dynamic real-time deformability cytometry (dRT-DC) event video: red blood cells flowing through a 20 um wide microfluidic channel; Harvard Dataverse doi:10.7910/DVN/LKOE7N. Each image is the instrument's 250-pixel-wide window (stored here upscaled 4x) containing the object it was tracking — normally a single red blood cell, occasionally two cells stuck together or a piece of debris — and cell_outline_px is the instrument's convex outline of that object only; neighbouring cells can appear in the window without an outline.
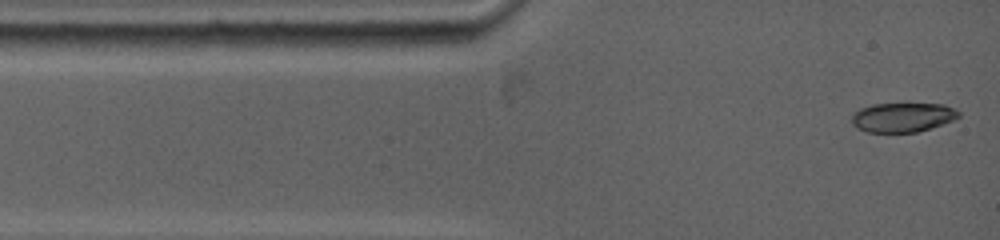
{"species": "common noctule bat (a hibernating species)", "species_latin": "Nyctalus noctula", "temperature_condition": "warm", "stored_images_in_passage": 6, "camera_frame_rate_fps": 5000, "um_per_image_px": 0.085, "animal": {"sex": "female", "body_mass_g": 19.0, "forearm_length_mm": 53.3}, "frame": {"image": 1, "passage_image": 1, "time_ms": 0.0, "image_size_px": [1000, 240], "cell_outline_px": [[960, 116], [952, 120], [916, 132], [868, 132], [856, 128], [852, 124], [852, 116], [860, 108], [872, 104], [944, 104], [960, 112]], "centroid_in_image_um": [76.69, 9.97], "position_along_channel_um": 8.3, "area_um2": 18.03}}
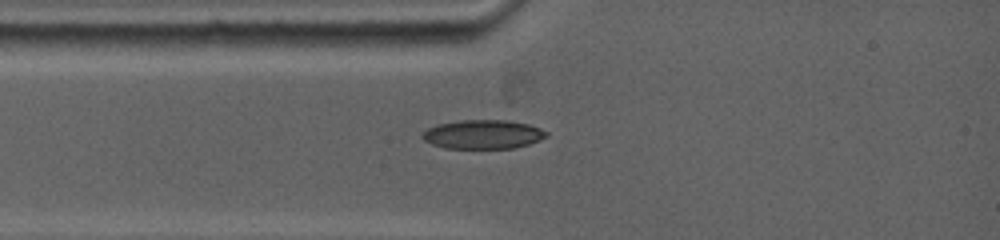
{"frame": {"image": 2, "passage_image": 4, "time_ms": 2.0, "image_size_px": [1000, 240], "cell_outline_px": [[548, 136], [540, 140], [516, 148], [444, 148], [432, 144], [424, 140], [420, 136], [428, 128], [436, 124], [460, 120], [508, 120], [528, 124], [540, 128], [548, 132]], "centroid_in_image_um": [41.06, 11.42], "position_along_channel_um": 43.9, "area_um2": 21.04}}
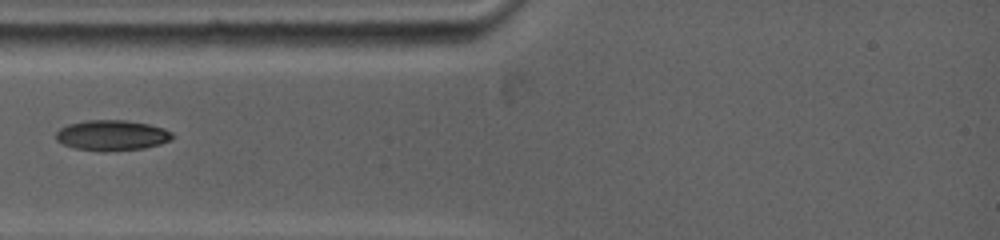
{"frame": {"image": 3, "passage_image": 5, "time_ms": 2.8, "image_size_px": [1000, 240], "cell_outline_px": [[176, 136], [172, 140], [160, 144], [144, 148], [104, 152], [100, 152], [76, 148], [64, 144], [56, 140], [56, 132], [60, 128], [68, 124], [88, 120], [124, 120], [148, 124], [164, 128], [172, 132]], "centroid_in_image_um": [9.55, 11.51], "position_along_channel_um": 75.5, "area_um2": 20.81}}